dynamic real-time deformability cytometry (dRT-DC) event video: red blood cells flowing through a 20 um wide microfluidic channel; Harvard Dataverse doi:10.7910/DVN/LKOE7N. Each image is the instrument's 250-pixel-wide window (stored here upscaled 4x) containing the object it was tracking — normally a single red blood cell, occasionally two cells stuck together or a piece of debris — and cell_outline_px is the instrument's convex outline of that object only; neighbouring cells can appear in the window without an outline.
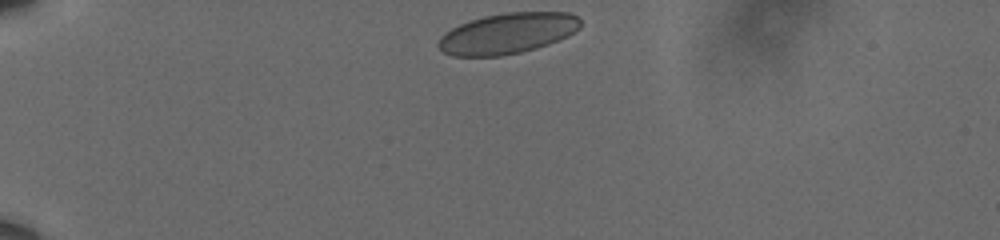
{"species": "human", "species_latin": "Homo sapiens", "temperature_condition": "cold", "stored_images_in_passage": 37, "camera_frame_rate_fps": 3000, "um_per_image_px": 0.085, "donor": {"sex": "male"}, "frame": {"image": 1, "passage_image": 1, "time_ms": 0.0, "image_size_px": [1000, 240], "cell_outline_px": [[580, 28], [568, 36], [548, 44], [536, 48], [520, 52], [500, 56], [452, 56], [444, 52], [436, 44], [440, 36], [444, 32], [460, 24], [484, 16], [504, 12], [568, 12], [576, 16], [580, 20]], "centroid_in_image_um": [43.13, 2.84], "position_along_channel_um": 41.9, "area_um2": 33.7}}
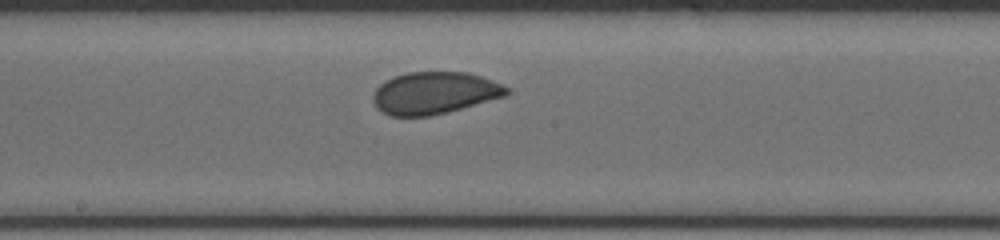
{"frame": {"image": 2, "passage_image": 20, "time_ms": 6.333, "image_size_px": [1000, 240], "cell_outline_px": [[508, 92], [504, 96], [448, 112], [428, 116], [388, 116], [376, 108], [372, 100], [372, 96], [376, 88], [380, 84], [396, 76], [408, 72], [468, 72], [492, 80], [508, 88]], "centroid_in_image_um": [36.88, 7.91], "position_along_channel_um": 211.3, "area_um2": 32.6}}
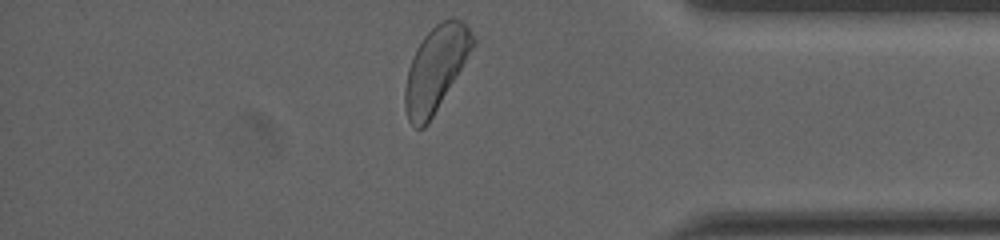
{"frame": {"image": 3, "passage_image": 37, "time_ms": 12.0, "image_size_px": [1000, 240], "cell_outline_px": [[476, 44], [428, 124], [424, 128], [416, 128], [408, 120], [404, 104], [404, 88], [408, 68], [412, 56], [416, 48], [424, 36], [440, 20], [452, 16], [460, 20], [468, 28], [476, 40]], "centroid_in_image_um": [37.03, 5.83], "position_along_channel_um": 398.2, "area_um2": 33.41}, "authors_computed_cell_mechanics": {"area_um2": 33.4084, "velocity_mm_per_s": 3.5807, "shape_relaxation_time_tau1_ms": 3.5042, "shape_relaxation_time_tau2_ms": null, "deformation_change_tau1": 0.0684, "deformation_change_tau2": null}}